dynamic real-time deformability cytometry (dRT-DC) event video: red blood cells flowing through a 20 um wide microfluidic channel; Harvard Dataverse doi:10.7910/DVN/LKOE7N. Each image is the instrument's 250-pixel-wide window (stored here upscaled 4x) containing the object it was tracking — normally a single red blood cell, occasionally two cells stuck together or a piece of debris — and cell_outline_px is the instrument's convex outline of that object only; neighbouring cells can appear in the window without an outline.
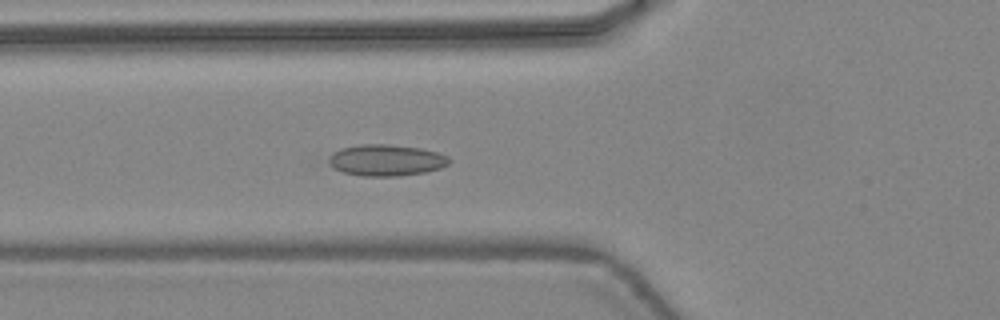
{"species": "common noctule bat (a hibernating species)", "species_latin": "Nyctalus noctula", "temperature_condition": "warm", "stored_images_in_passage": 47, "camera_frame_rate_fps": 3000, "um_per_image_px": 0.085, "animal": {"sex": "female", "body_mass_g": 24.6, "forearm_length_mm": 56.2}, "frame": {"image": 1, "passage_image": 18, "time_ms": 5.667, "image_size_px": [1000, 320], "cell_outline_px": [[452, 160], [448, 164], [440, 168], [424, 172], [400, 176], [360, 176], [344, 172], [328, 164], [328, 156], [332, 152], [340, 148], [360, 144], [388, 144], [420, 148], [436, 152], [448, 156]], "centroid_in_image_um": [32.8, 13.61], "position_along_channel_um": 93.0, "area_um2": 22.14}}
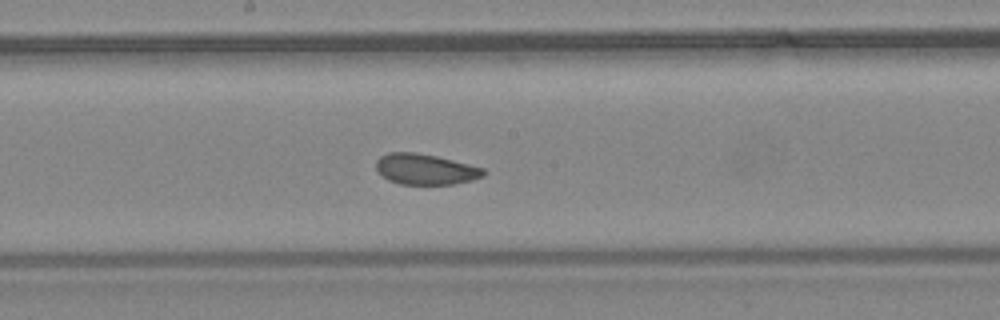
{"frame": {"image": 2, "passage_image": 26, "time_ms": 8.333, "image_size_px": [1000, 320], "cell_outline_px": [[488, 172], [484, 176], [472, 180], [452, 184], [400, 184], [388, 180], [376, 168], [376, 160], [380, 156], [388, 152], [416, 152], [436, 156], [484, 168]], "centroid_in_image_um": [36.17, 14.38], "position_along_channel_um": 212.0, "area_um2": 19.19}}
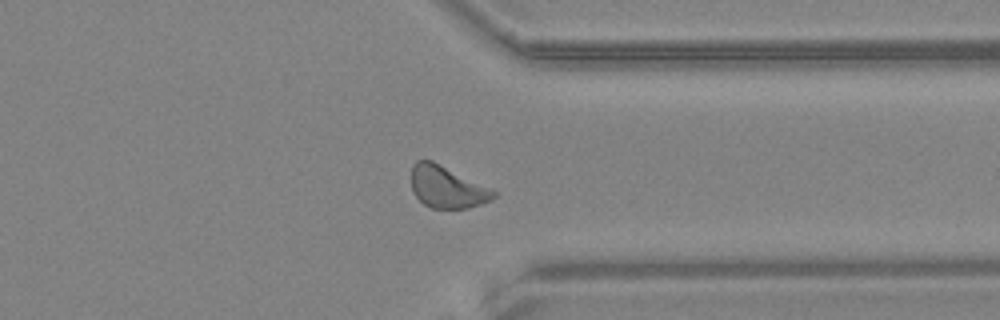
{"frame": {"image": 3, "passage_image": 37, "time_ms": 12.0, "image_size_px": [1000, 320], "cell_outline_px": [[496, 196], [492, 200], [468, 208], [432, 208], [424, 204], [416, 196], [412, 188], [412, 164], [416, 160], [432, 160], [492, 188], [496, 192]], "centroid_in_image_um": [38.01, 15.89], "position_along_channel_um": 373.4, "area_um2": 20.11}, "authors_computed_cell_mechanics": {"area_um2": 20.2878, "velocity_mm_per_s": 4.4462, "shape_relaxation_time_tau1_ms": 7.4903, "shape_relaxation_time_tau2_ms": 1.2018, "deformation_change_tau1": 0.1163, "deformation_change_tau2": 0.0692}}